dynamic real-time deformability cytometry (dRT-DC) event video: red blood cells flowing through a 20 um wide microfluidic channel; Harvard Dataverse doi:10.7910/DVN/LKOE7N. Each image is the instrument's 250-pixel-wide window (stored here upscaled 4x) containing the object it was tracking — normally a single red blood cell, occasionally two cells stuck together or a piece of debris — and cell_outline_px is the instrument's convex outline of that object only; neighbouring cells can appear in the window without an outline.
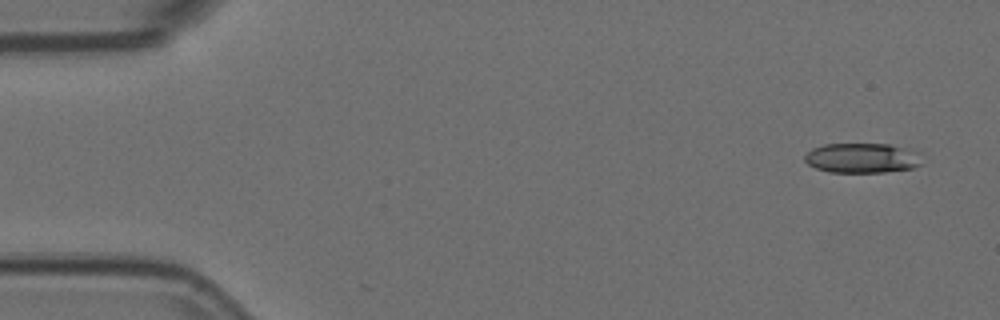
{"species": "Egyptian fruit bat (a non-hibernating species)", "species_latin": "Rousettus aegyptiacus", "temperature_condition": "room temperature", "stored_images_in_passage": 8, "camera_frame_rate_fps": 3000, "um_per_image_px": 0.085, "animal": {"sex": "female"}, "frame": {"image": 1, "passage_image": 1, "time_ms": 0.0, "image_size_px": [1000, 320], "cell_outline_px": [[920, 164], [912, 168], [884, 172], [828, 172], [816, 168], [808, 164], [804, 160], [804, 156], [812, 148], [824, 144], [888, 144], [920, 152]], "centroid_in_image_um": [73.25, 13.43], "position_along_channel_um": 11.8, "area_um2": 20.35}}
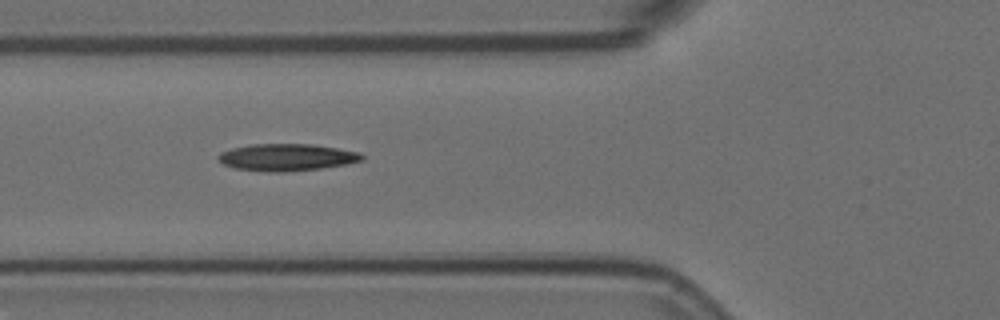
{"frame": {"image": 2, "passage_image": 6, "time_ms": 1.667, "image_size_px": [1000, 320], "cell_outline_px": [[364, 160], [344, 164], [320, 168], [284, 172], [268, 172], [236, 168], [224, 164], [216, 156], [220, 152], [232, 148], [252, 144], [312, 144], [360, 152], [364, 156]], "centroid_in_image_um": [24.37, 13.36], "position_along_channel_um": 101.4, "area_um2": 22.48}}
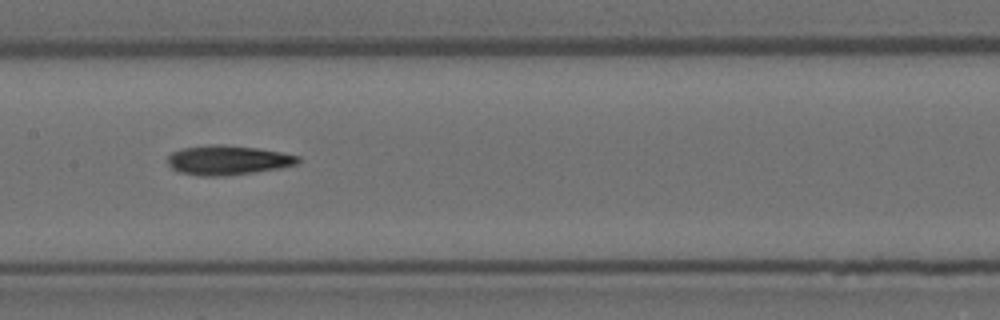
{"frame": {"image": 3, "passage_image": 8, "time_ms": 2.333, "image_size_px": [1000, 320], "cell_outline_px": [[300, 160], [296, 164], [280, 168], [224, 176], [200, 176], [180, 172], [172, 168], [168, 164], [168, 156], [172, 152], [184, 148], [208, 144], [224, 144], [256, 148], [280, 152], [300, 156]], "centroid_in_image_um": [19.35, 13.6], "position_along_channel_um": 188.1, "area_um2": 22.31}}